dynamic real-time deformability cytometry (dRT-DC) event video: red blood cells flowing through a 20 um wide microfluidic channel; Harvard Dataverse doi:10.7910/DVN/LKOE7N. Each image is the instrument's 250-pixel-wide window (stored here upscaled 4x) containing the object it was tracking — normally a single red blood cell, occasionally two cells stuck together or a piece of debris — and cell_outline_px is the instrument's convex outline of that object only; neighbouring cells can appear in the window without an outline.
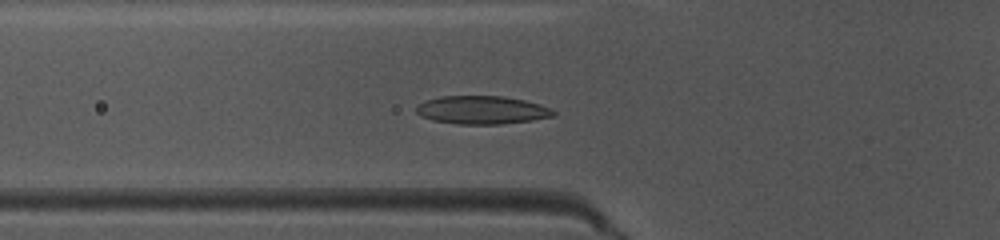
{"species": "common noctule bat (a hibernating species)", "species_latin": "Nyctalus noctula", "temperature_condition": "warm", "stored_images_in_passage": 38, "camera_frame_rate_fps": 3000, "um_per_image_px": 0.085, "animal": {"sex": "female", "body_mass_g": 10.0, "forearm_length_mm": 53.1}, "frame": {"image": 1, "passage_image": 6, "time_ms": 1.667, "image_size_px": [1000, 240], "cell_outline_px": [[556, 116], [532, 120], [500, 124], [456, 124], [432, 120], [420, 116], [416, 112], [416, 108], [424, 100], [440, 96], [504, 96], [524, 100], [540, 104], [556, 112]], "centroid_in_image_um": [40.95, 9.35], "position_along_channel_um": 84.9, "area_um2": 22.6}}
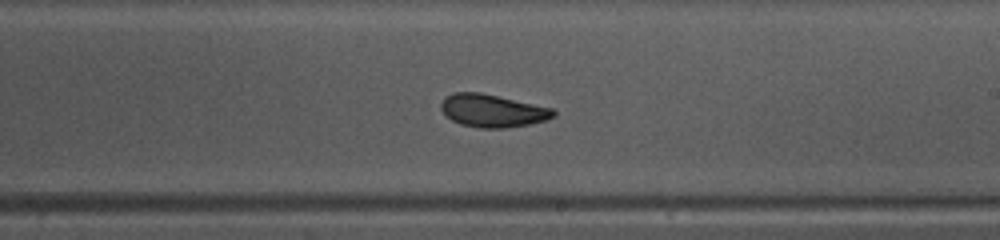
{"frame": {"image": 2, "passage_image": 18, "time_ms": 5.667, "image_size_px": [1000, 240], "cell_outline_px": [[556, 116], [548, 120], [528, 124], [504, 128], [480, 128], [460, 124], [452, 120], [440, 108], [440, 104], [444, 96], [452, 92], [480, 92], [552, 108], [556, 112]], "centroid_in_image_um": [41.85, 9.4], "position_along_channel_um": 247.2, "area_um2": 21.5}}
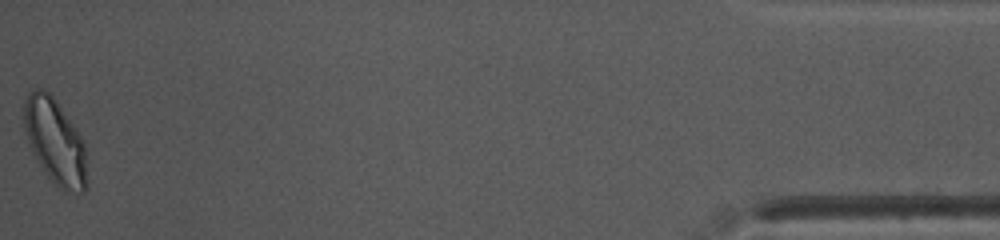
{"frame": {"image": 3, "passage_image": 38, "time_ms": 12.333, "image_size_px": [1000, 240], "cell_outline_px": [[88, 188], [84, 192], [64, 192], [48, 176], [32, 152], [28, 144], [24, 128], [24, 104], [28, 92], [36, 88], [40, 88], [48, 92], [52, 96], [76, 128], [84, 140], [88, 180]], "centroid_in_image_um": [4.71, 12.06], "position_along_channel_um": 430.5, "area_um2": 31.39}, "authors_computed_cell_mechanics": {"area_um2": 21.5016, "velocity_mm_per_s": 4.032, "shape_relaxation_time_tau1_ms": 2.8655, "shape_relaxation_time_tau2_ms": 1.4798, "deformation_change_tau1": 0.1193, "deformation_change_tau2": 0.0625}}